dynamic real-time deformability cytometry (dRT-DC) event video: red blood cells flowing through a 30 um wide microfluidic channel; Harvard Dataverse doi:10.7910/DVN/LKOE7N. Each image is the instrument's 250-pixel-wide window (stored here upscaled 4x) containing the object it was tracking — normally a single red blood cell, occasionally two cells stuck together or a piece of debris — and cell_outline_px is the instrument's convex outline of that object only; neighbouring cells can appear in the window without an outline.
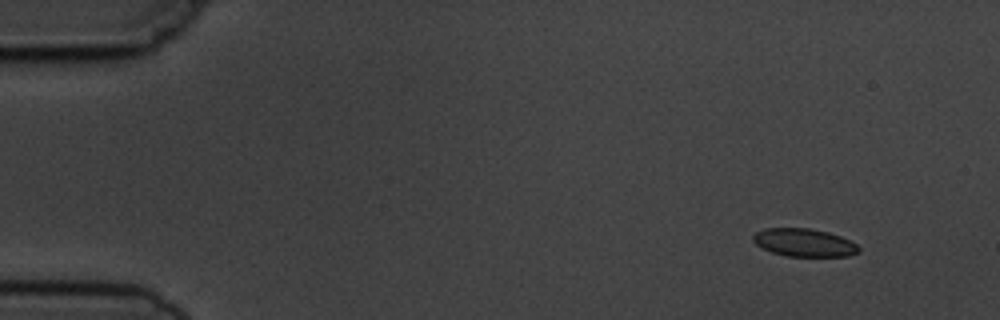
{"species": "common noctule bat (a hibernating species)", "species_latin": "Nyctalus noctula", "temperature_condition": "cold", "stored_images_in_passage": 4, "camera_frame_rate_fps": 3000, "um_per_image_px": 0.085, "animal": {"sex": "male", "body_mass_g": 19.5, "forearm_length_mm": 54.6}, "frame": {"image": 1, "passage_image": 1, "time_ms": 0.0, "image_size_px": [1000, 320], "cell_outline_px": [[860, 252], [848, 256], [788, 256], [772, 252], [756, 244], [752, 240], [752, 236], [756, 232], [764, 228], [808, 228], [828, 232], [840, 236], [856, 244], [860, 248]], "centroid_in_image_um": [68.35, 20.62], "position_along_channel_um": 16.7, "area_um2": 17.11}}
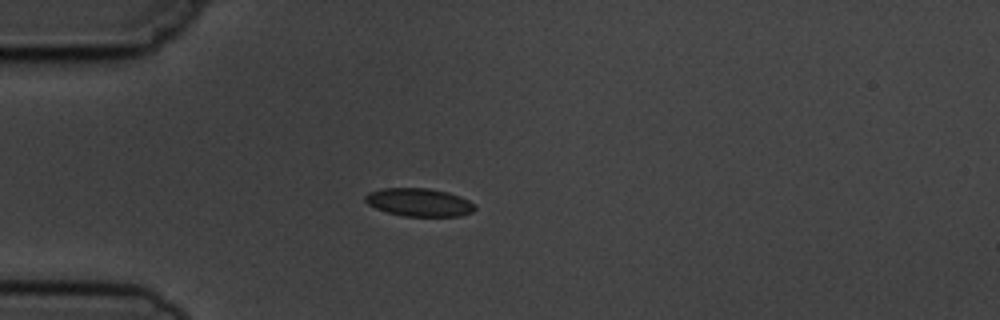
{"frame": {"image": 2, "passage_image": 4, "time_ms": 3.333, "image_size_px": [1000, 320], "cell_outline_px": [[476, 208], [472, 212], [460, 216], [404, 216], [388, 212], [376, 208], [368, 204], [364, 200], [364, 196], [368, 192], [384, 188], [428, 188], [448, 192], [460, 196], [468, 200]], "centroid_in_image_um": [35.61, 17.19], "position_along_channel_um": 49.4, "area_um2": 17.86}}